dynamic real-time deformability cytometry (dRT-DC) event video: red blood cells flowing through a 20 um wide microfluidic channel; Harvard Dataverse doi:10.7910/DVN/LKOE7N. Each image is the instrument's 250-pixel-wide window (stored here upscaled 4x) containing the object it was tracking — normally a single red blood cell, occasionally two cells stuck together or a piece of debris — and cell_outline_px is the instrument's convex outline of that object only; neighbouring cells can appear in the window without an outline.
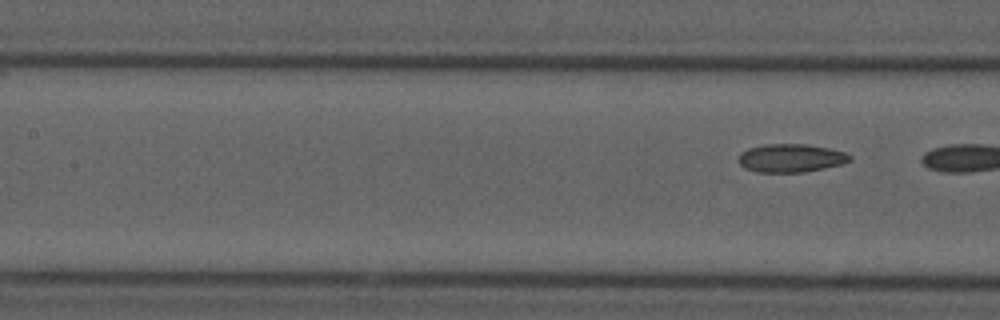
{"species": "common noctule bat (a hibernating species)", "species_latin": "Nyctalus noctula", "temperature_condition": "cold", "stored_images_in_passage": 4, "camera_frame_rate_fps": 3000, "um_per_image_px": 0.085, "animal": {"sex": "male", "forearm_length_mm": 52.5}, "frame": {"image": 1, "passage_image": 4, "time_ms": 1.0, "image_size_px": [1000, 320], "cell_outline_px": [[852, 160], [840, 164], [824, 168], [804, 172], [756, 172], [744, 168], [736, 160], [740, 152], [748, 148], [764, 144], [804, 144], [828, 148], [844, 152], [852, 156]], "centroid_in_image_um": [67.17, 13.43], "position_along_channel_um": 140.2, "area_um2": 18.44}}